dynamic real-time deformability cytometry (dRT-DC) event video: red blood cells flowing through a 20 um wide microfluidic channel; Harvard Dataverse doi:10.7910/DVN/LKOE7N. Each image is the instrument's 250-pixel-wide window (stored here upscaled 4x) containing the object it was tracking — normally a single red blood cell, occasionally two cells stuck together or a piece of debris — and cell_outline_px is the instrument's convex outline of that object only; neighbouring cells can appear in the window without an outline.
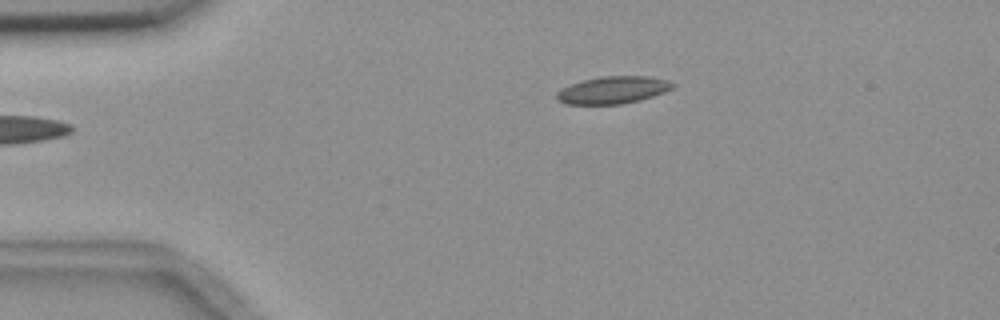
{"species": "common noctule bat (a hibernating species)", "species_latin": "Nyctalus noctula", "temperature_condition": "room temperature", "stored_images_in_passage": 6, "camera_frame_rate_fps": 3000, "um_per_image_px": 0.085, "animal": {"sex": "female", "body_mass_g": 18.4}, "frame": {"image": 1, "passage_image": 1, "time_ms": 0.0, "image_size_px": [1000, 320], "cell_outline_px": [[676, 84], [672, 88], [664, 92], [640, 100], [620, 104], [568, 104], [556, 100], [556, 92], [572, 84], [584, 80], [600, 76], [648, 76], [668, 80]], "centroid_in_image_um": [52.11, 7.65], "position_along_channel_um": 32.9, "area_um2": 18.32}}
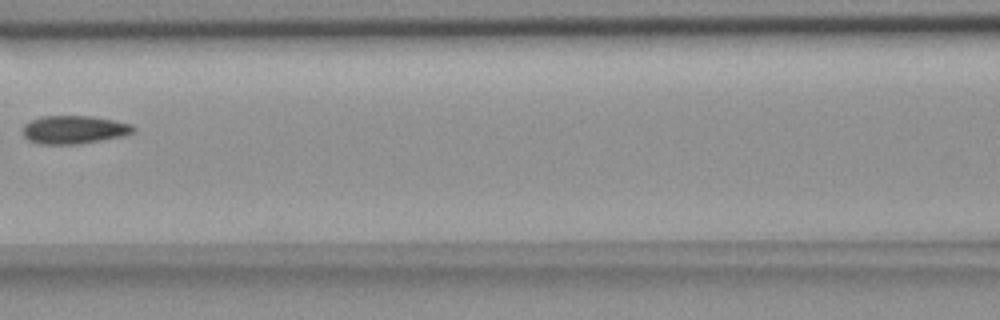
{"frame": {"image": 2, "passage_image": 5, "time_ms": 4.667, "image_size_px": [1000, 320], "cell_outline_px": [[136, 128], [132, 132], [120, 136], [100, 140], [76, 144], [40, 144], [28, 140], [24, 136], [24, 124], [40, 116], [92, 116], [116, 120], [132, 124]], "centroid_in_image_um": [6.29, 11.01], "position_along_channel_um": 160.3, "area_um2": 18.03}}
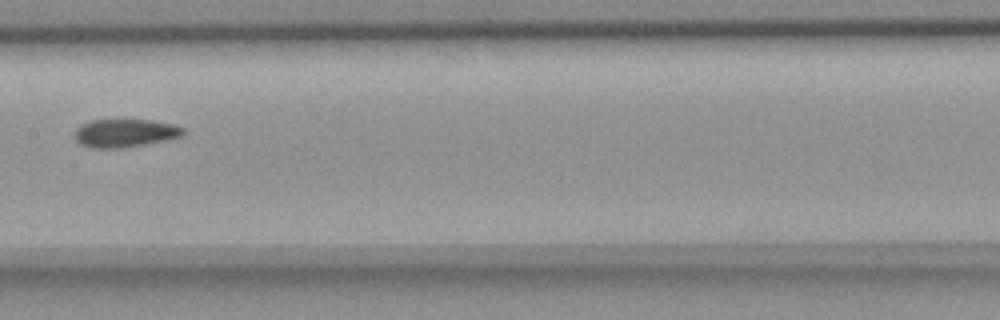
{"frame": {"image": 3, "passage_image": 6, "time_ms": 5.667, "image_size_px": [1000, 320], "cell_outline_px": [[184, 132], [180, 136], [164, 140], [120, 148], [92, 148], [80, 144], [76, 140], [76, 128], [80, 124], [88, 120], [152, 120], [172, 124], [184, 128]], "centroid_in_image_um": [10.57, 11.3], "position_along_channel_um": 196.8, "area_um2": 17.57}}